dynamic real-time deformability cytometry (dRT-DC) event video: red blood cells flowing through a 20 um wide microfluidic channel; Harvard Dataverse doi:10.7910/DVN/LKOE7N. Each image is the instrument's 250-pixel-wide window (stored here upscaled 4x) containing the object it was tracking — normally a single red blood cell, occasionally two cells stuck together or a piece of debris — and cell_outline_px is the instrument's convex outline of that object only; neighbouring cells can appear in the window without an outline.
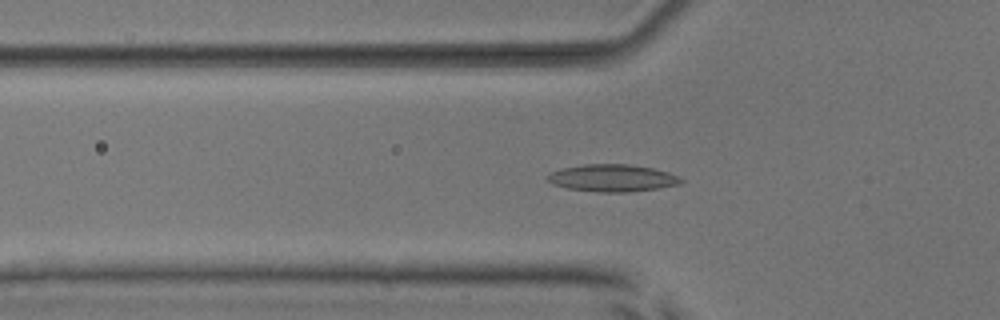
{"species": "common noctule bat (a hibernating species)", "species_latin": "Nyctalus noctula", "temperature_condition": "room temperature", "stored_images_in_passage": 54, "camera_frame_rate_fps": 3000, "um_per_image_px": 0.085, "animal": {"sex": "male", "body_mass_g": 17.9, "forearm_length_mm": 54.2}, "frame": {"image": 1, "passage_image": 19, "time_ms": 6.0, "image_size_px": [1000, 320], "cell_outline_px": [[684, 180], [680, 184], [660, 188], [628, 192], [600, 192], [568, 188], [552, 184], [544, 176], [552, 172], [564, 168], [584, 164], [628, 164], [652, 168], [668, 172]], "centroid_in_image_um": [52.05, 15.13], "position_along_channel_um": 73.8, "area_um2": 21.04}}
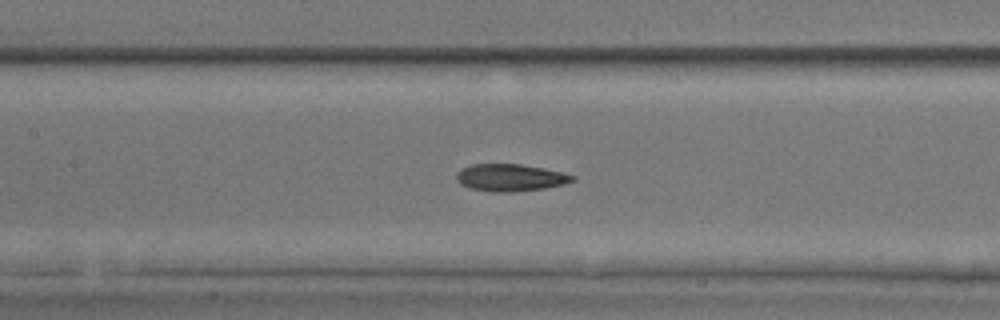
{"frame": {"image": 2, "passage_image": 26, "time_ms": 8.333, "image_size_px": [1000, 320], "cell_outline_px": [[576, 180], [564, 184], [544, 188], [512, 192], [492, 192], [472, 188], [460, 184], [456, 180], [456, 172], [460, 168], [472, 164], [520, 164], [544, 168], [576, 176]], "centroid_in_image_um": [43.36, 15.09], "position_along_channel_um": 164.0, "area_um2": 18.44}}
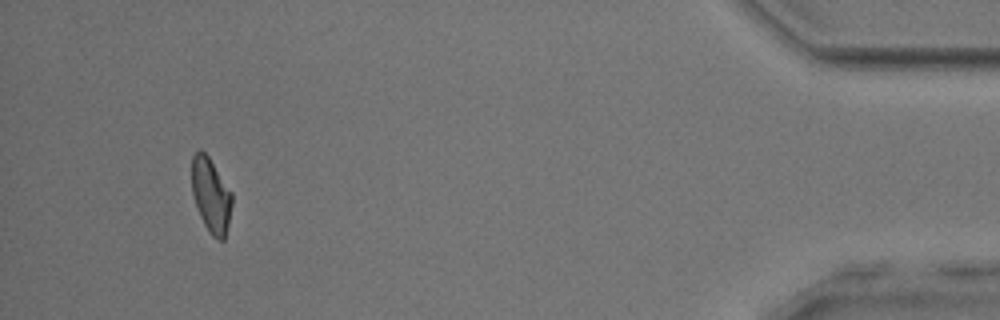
{"frame": {"image": 3, "passage_image": 51, "time_ms": 16.667, "image_size_px": [1000, 320], "cell_outline_px": [[232, 204], [228, 224], [224, 240], [216, 240], [208, 232], [200, 216], [192, 192], [192, 156], [200, 148], [208, 156], [232, 192]], "centroid_in_image_um": [17.93, 16.61], "position_along_channel_um": 417.3, "area_um2": 17.4}, "authors_computed_cell_mechanics": {"area_um2": 18.6405, "velocity_mm_per_s": 3.8579, "shape_relaxation_time_tau1_ms": 5.9029, "shape_relaxation_time_tau2_ms": 2.6002, "deformation_change_tau1": 0.1438, "deformation_change_tau2": 0.0891}}